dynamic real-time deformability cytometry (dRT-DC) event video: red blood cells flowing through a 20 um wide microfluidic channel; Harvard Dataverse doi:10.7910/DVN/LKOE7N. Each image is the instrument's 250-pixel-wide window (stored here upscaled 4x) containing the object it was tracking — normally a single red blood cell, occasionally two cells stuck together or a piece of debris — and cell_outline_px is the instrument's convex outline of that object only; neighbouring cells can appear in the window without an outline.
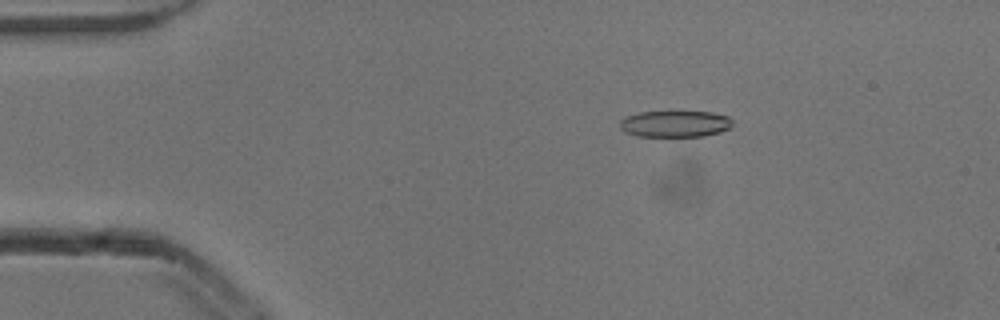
{"species": "common noctule bat (a hibernating species)", "species_latin": "Nyctalus noctula", "temperature_condition": "cold", "stored_images_in_passage": 5, "camera_frame_rate_fps": 3000, "um_per_image_px": 0.085, "animal": {"sex": "male", "body_mass_g": 13.3}, "frame": {"image": 1, "passage_image": 2, "time_ms": 0.333, "image_size_px": [1000, 320], "cell_outline_px": [[732, 128], [720, 132], [704, 136], [636, 136], [624, 132], [620, 128], [620, 120], [624, 116], [640, 112], [712, 112], [728, 116], [732, 120]], "centroid_in_image_um": [57.37, 10.53], "position_along_channel_um": 27.6, "area_um2": 17.51}}
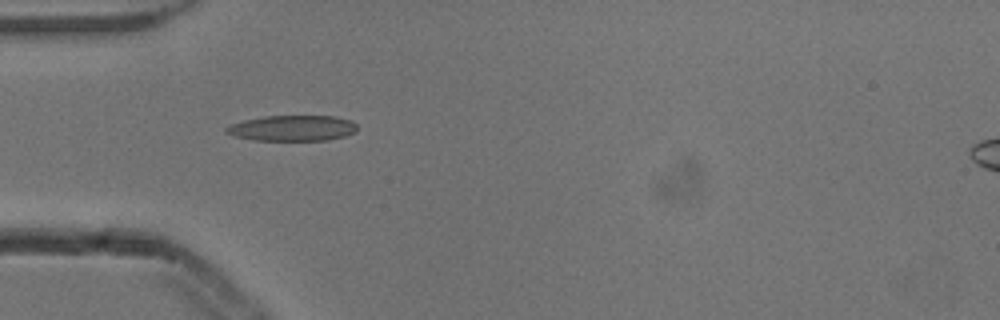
{"frame": {"image": 2, "passage_image": 4, "time_ms": 1.0, "image_size_px": [1000, 320], "cell_outline_px": [[356, 132], [344, 136], [328, 140], [252, 140], [232, 136], [224, 132], [224, 128], [232, 124], [244, 120], [264, 116], [336, 116], [352, 120], [356, 124]], "centroid_in_image_um": [24.84, 10.89], "position_along_channel_um": 60.2, "area_um2": 19.71}}
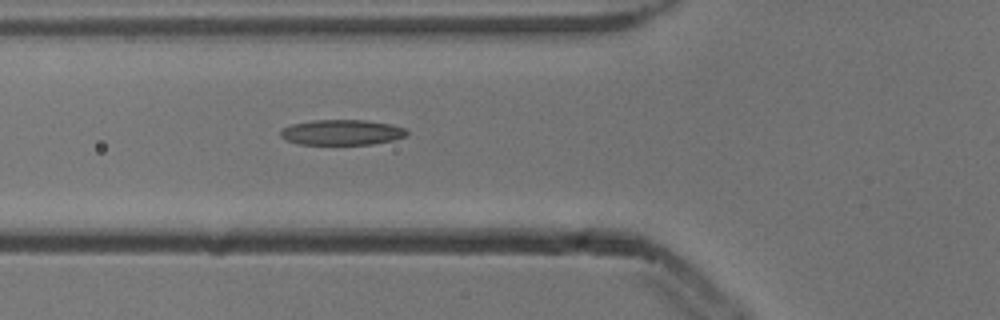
{"frame": {"image": 3, "passage_image": 5, "time_ms": 1.333, "image_size_px": [1000, 320], "cell_outline_px": [[408, 132], [404, 136], [396, 140], [372, 144], [296, 144], [284, 140], [280, 136], [280, 132], [284, 128], [292, 124], [312, 120], [364, 120], [392, 124], [404, 128]], "centroid_in_image_um": [29.04, 11.25], "position_along_channel_um": 96.8, "area_um2": 18.73}}